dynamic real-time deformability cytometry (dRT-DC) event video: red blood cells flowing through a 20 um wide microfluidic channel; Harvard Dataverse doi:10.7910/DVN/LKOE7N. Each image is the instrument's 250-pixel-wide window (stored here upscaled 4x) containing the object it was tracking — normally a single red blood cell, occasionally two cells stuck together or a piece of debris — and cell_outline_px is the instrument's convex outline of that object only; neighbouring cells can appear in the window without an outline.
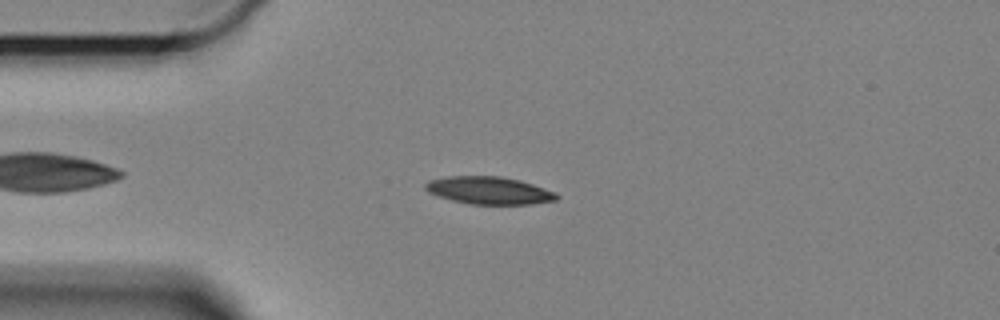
{"species": "Egyptian fruit bat (a non-hibernating species)", "species_latin": "Rousettus aegyptiacus", "temperature_condition": "cold", "stored_images_in_passage": 51, "camera_frame_rate_fps": 3000, "um_per_image_px": 0.085, "animal": {"sex": "female"}, "frame": {"image": 1, "passage_image": 5, "time_ms": 1.333, "image_size_px": [1000, 320], "cell_outline_px": [[560, 196], [556, 200], [532, 204], [468, 204], [452, 200], [428, 192], [424, 188], [424, 184], [428, 180], [448, 176], [500, 176], [532, 184], [552, 192]], "centroid_in_image_um": [41.51, 16.19], "position_along_channel_um": 43.5, "area_um2": 20.81}}
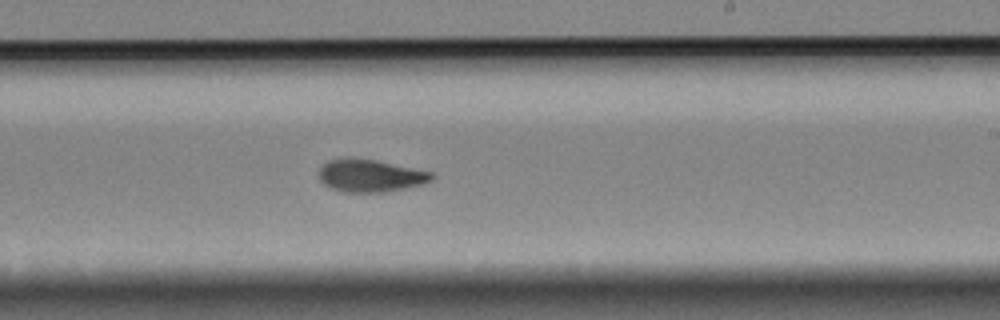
{"frame": {"image": 2, "passage_image": 26, "time_ms": 8.333, "image_size_px": [1000, 320], "cell_outline_px": [[436, 176], [432, 180], [424, 184], [384, 192], [348, 192], [332, 188], [324, 184], [320, 180], [320, 168], [328, 160], [348, 156], [376, 160], [432, 172]], "centroid_in_image_um": [31.49, 14.91], "position_along_channel_um": 257.5, "area_um2": 21.44}}
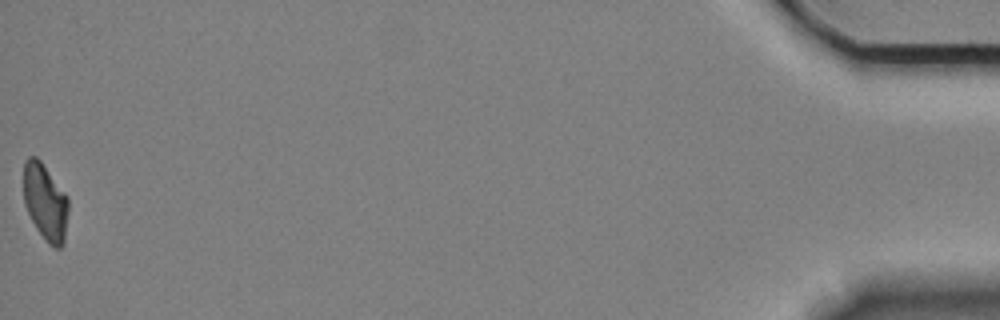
{"frame": {"image": 3, "passage_image": 51, "time_ms": 16.667, "image_size_px": [1000, 320], "cell_outline_px": [[68, 212], [64, 244], [60, 248], [56, 248], [48, 244], [36, 228], [24, 204], [24, 160], [28, 156], [36, 156], [40, 160], [68, 196]], "centroid_in_image_um": [3.86, 17.17], "position_along_channel_um": 431.3, "area_um2": 20.11}, "authors_computed_cell_mechanics": {"area_um2": 20.8658, "velocity_mm_per_s": 3.2827, "shape_relaxation_time_tau1_ms": 4.397, "shape_relaxation_time_tau2_ms": 4.1646, "deformation_change_tau1": 0.1351, "deformation_change_tau2": 0.0927}}